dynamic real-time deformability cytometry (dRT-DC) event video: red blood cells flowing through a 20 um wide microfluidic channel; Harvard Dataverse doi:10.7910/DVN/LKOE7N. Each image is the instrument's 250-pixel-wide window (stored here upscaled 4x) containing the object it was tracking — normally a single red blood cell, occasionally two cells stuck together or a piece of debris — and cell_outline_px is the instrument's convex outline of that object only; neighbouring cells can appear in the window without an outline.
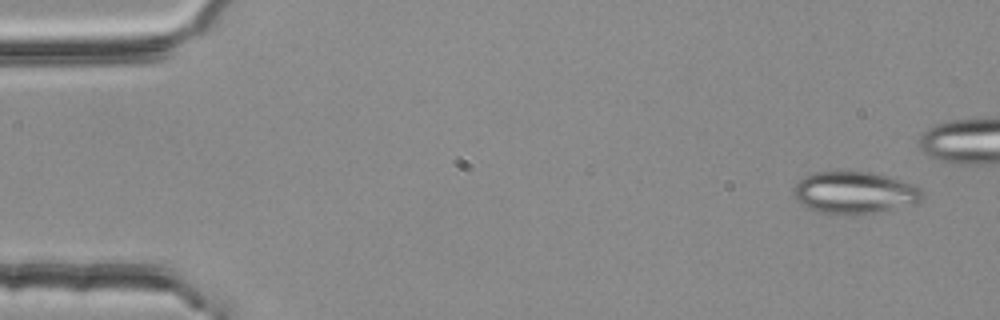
{"species": "common noctule bat (a hibernating species)", "species_latin": "Nyctalus noctula", "temperature_condition": "room temperature", "stored_images_in_passage": 4, "segment_of_instrument_passage": [2, 2], "camera_frame_rate_fps": 3000, "um_per_image_px": 0.085, "animal": {"sex": "female", "body_mass_g": 25.1}, "frame": {"image": 1, "passage_image": 4, "time_ms": 1.0, "image_size_px": [1000, 320], "cell_outline_px": [[924, 196], [916, 204], [876, 212], [852, 216], [816, 212], [800, 204], [796, 200], [792, 192], [792, 188], [804, 176], [812, 172], [872, 172], [888, 176], [912, 184], [920, 188], [924, 192]], "centroid_in_image_um": [72.61, 16.39], "position_along_channel_um": 12.4, "area_um2": 32.02}}